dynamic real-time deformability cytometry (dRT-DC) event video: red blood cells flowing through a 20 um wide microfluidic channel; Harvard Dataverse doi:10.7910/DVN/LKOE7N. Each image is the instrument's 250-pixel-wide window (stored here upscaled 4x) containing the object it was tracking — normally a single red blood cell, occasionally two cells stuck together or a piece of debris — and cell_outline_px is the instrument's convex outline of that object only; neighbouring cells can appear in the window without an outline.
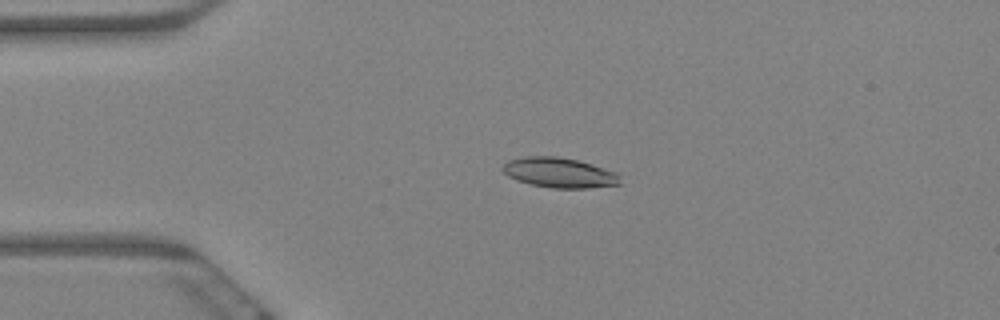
{"species": "Egyptian fruit bat (a non-hibernating species)", "species_latin": "Rousettus aegyptiacus", "temperature_condition": "warm", "stored_images_in_passage": 51, "camera_frame_rate_fps": 3000, "um_per_image_px": 0.085, "animal": {"sex": "female"}, "frame": {"image": 1, "passage_image": 4, "time_ms": 1.0, "image_size_px": [1000, 320], "cell_outline_px": [[624, 184], [588, 188], [552, 188], [532, 184], [516, 180], [508, 176], [500, 168], [508, 160], [524, 156], [556, 156], [580, 160], [616, 172], [620, 176]], "centroid_in_image_um": [47.57, 14.67], "position_along_channel_um": 37.4, "area_um2": 20.81}}
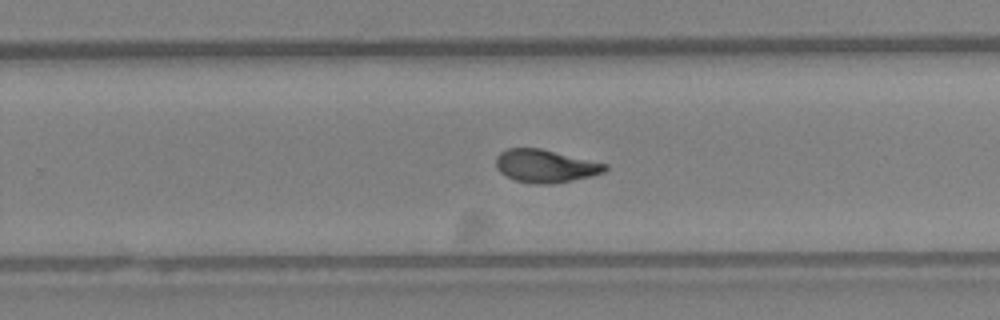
{"frame": {"image": 2, "passage_image": 29, "time_ms": 9.333, "image_size_px": [1000, 320], "cell_outline_px": [[608, 168], [604, 172], [592, 176], [552, 184], [536, 184], [516, 180], [500, 172], [496, 168], [496, 156], [500, 152], [508, 148], [540, 148], [608, 164]], "centroid_in_image_um": [46.36, 14.11], "position_along_channel_um": 283.4, "area_um2": 20.87}}
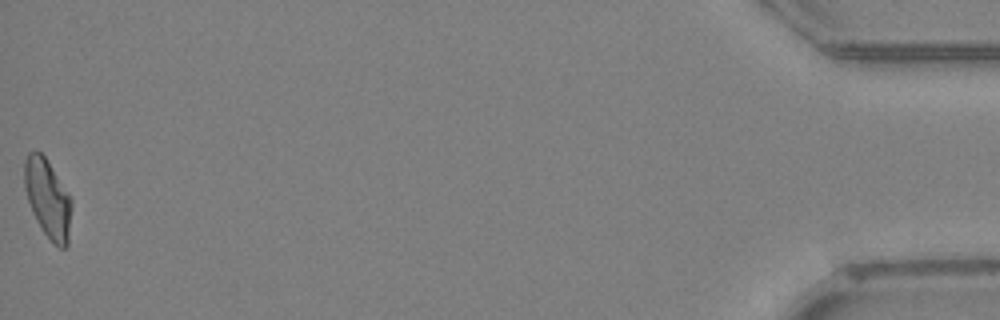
{"frame": {"image": 3, "passage_image": 51, "time_ms": 16.667, "image_size_px": [1000, 320], "cell_outline_px": [[72, 204], [68, 244], [64, 248], [60, 248], [44, 232], [36, 220], [32, 212], [24, 188], [24, 160], [28, 152], [40, 152], [44, 156], [72, 200]], "centroid_in_image_um": [4.05, 16.88], "position_along_channel_um": 431.2, "area_um2": 21.21}, "authors_computed_cell_mechanics": {"area_um2": 20.8658, "velocity_mm_per_s": 3.3646, "shape_relaxation_time_tau1_ms": 4.3961, "shape_relaxation_time_tau2_ms": 1.7043, "deformation_change_tau1": 0.181, "deformation_change_tau2": 0.082}}